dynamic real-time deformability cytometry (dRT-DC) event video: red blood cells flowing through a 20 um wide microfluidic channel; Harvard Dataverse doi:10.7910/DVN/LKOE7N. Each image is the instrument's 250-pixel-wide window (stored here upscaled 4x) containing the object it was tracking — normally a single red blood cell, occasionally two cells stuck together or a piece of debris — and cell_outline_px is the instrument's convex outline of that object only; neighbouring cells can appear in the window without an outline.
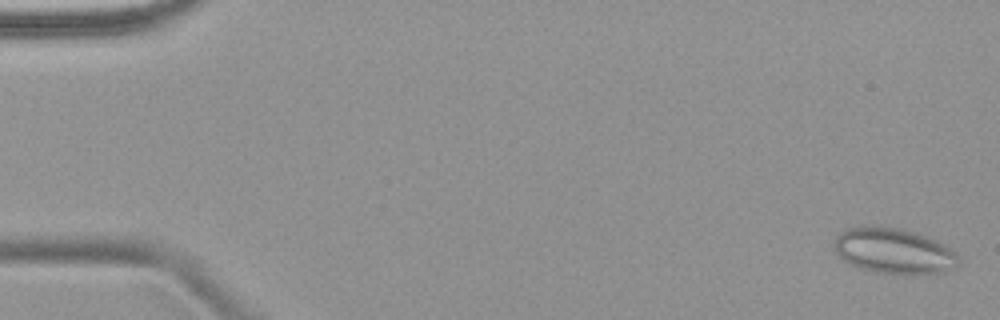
{"species": "common noctule bat (a hibernating species)", "species_latin": "Nyctalus noctula", "temperature_condition": "warm", "stored_images_in_passage": 4, "camera_frame_rate_fps": 3000, "um_per_image_px": 0.085, "animal": {"sex": "female", "body_mass_g": 18.4}, "frame": {"image": 1, "passage_image": 1, "time_ms": 0.0, "image_size_px": [1000, 320], "cell_outline_px": [[960, 264], [956, 268], [940, 272], [912, 276], [876, 272], [860, 268], [844, 260], [836, 252], [836, 236], [844, 228], [860, 224], [880, 224], [904, 228], [928, 236], [952, 248], [956, 252], [960, 260]], "centroid_in_image_um": [76.01, 21.3], "position_along_channel_um": 9.0, "area_um2": 34.22}}